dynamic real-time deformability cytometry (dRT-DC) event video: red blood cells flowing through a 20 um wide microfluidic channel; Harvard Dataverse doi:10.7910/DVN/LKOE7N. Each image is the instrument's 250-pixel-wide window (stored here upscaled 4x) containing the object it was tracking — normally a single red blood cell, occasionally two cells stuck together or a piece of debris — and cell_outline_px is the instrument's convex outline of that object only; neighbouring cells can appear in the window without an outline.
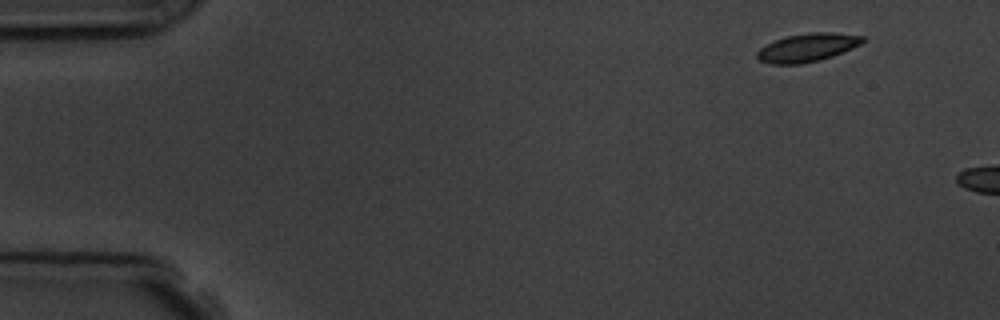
{"species": "common noctule bat (a hibernating species)", "species_latin": "Nyctalus noctula", "temperature_condition": "room temperature", "stored_images_in_passage": 3, "camera_frame_rate_fps": 3000, "um_per_image_px": 0.085, "animal": {"sex": "male", "body_mass_g": 19.5, "forearm_length_mm": 54.6}, "frame": {"image": 1, "passage_image": 1, "time_ms": 0.0, "image_size_px": [1000, 320], "cell_outline_px": [[868, 40], [852, 48], [832, 56], [820, 60], [800, 64], [772, 64], [760, 60], [756, 56], [756, 52], [760, 48], [776, 40], [788, 36], [808, 32], [832, 32], [864, 36]], "centroid_in_image_um": [68.66, 4.04], "position_along_channel_um": 16.3, "area_um2": 17.34}}